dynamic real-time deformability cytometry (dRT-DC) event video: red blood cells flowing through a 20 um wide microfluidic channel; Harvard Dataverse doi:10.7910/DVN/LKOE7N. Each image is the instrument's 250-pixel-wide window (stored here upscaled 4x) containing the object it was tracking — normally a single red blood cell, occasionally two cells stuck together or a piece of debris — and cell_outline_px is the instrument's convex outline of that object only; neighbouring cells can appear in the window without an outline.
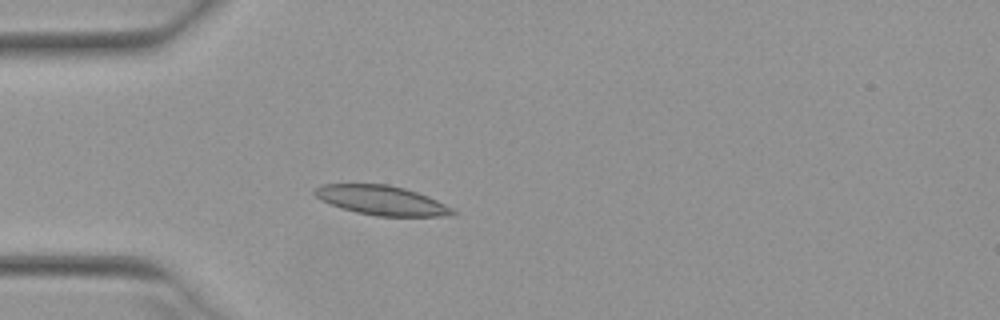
{"species": "Egyptian fruit bat (a non-hibernating species)", "species_latin": "Rousettus aegyptiacus", "temperature_condition": "warm", "stored_images_in_passage": 42, "camera_frame_rate_fps": 3000, "um_per_image_px": 0.085, "animal": {"sex": "female"}, "frame": {"image": 1, "passage_image": 8, "time_ms": 2.333, "image_size_px": [1000, 320], "cell_outline_px": [[456, 212], [452, 216], [376, 216], [356, 212], [340, 208], [320, 200], [312, 192], [320, 184], [388, 184], [404, 188], [428, 196], [452, 208]], "centroid_in_image_um": [32.41, 17.03], "position_along_channel_um": 52.6, "area_um2": 23.64}}
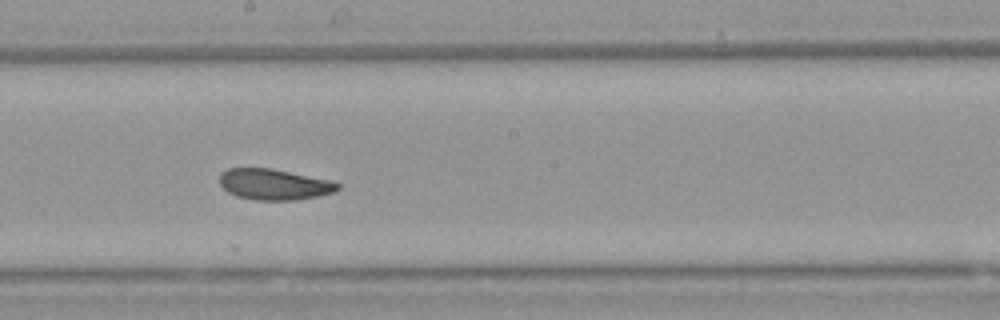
{"frame": {"image": 2, "passage_image": 22, "time_ms": 7.0, "image_size_px": [1000, 320], "cell_outline_px": [[340, 188], [336, 192], [296, 200], [256, 200], [236, 196], [228, 192], [220, 184], [220, 172], [228, 168], [272, 168], [328, 180], [340, 184]], "centroid_in_image_um": [23.28, 15.67], "position_along_channel_um": 224.9, "area_um2": 21.21}}
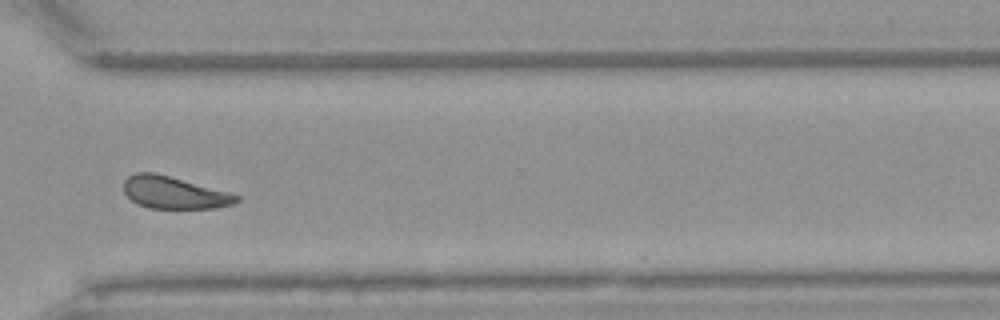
{"frame": {"image": 3, "passage_image": 32, "time_ms": 10.333, "image_size_px": [1000, 320], "cell_outline_px": [[240, 200], [236, 204], [216, 208], [148, 208], [136, 204], [124, 192], [124, 180], [128, 176], [136, 172], [152, 172], [168, 176], [228, 192], [240, 196]], "centroid_in_image_um": [14.79, 16.39], "position_along_channel_um": 355.8, "area_um2": 21.04}, "authors_computed_cell_mechanics": {"area_um2": 21.8484, "velocity_mm_per_s": 3.9162, "shape_relaxation_time_tau1_ms": 6.5479, "shape_relaxation_time_tau2_ms": 3.5285, "deformation_change_tau1": 0.1625, "deformation_change_tau2": 0.0847}}